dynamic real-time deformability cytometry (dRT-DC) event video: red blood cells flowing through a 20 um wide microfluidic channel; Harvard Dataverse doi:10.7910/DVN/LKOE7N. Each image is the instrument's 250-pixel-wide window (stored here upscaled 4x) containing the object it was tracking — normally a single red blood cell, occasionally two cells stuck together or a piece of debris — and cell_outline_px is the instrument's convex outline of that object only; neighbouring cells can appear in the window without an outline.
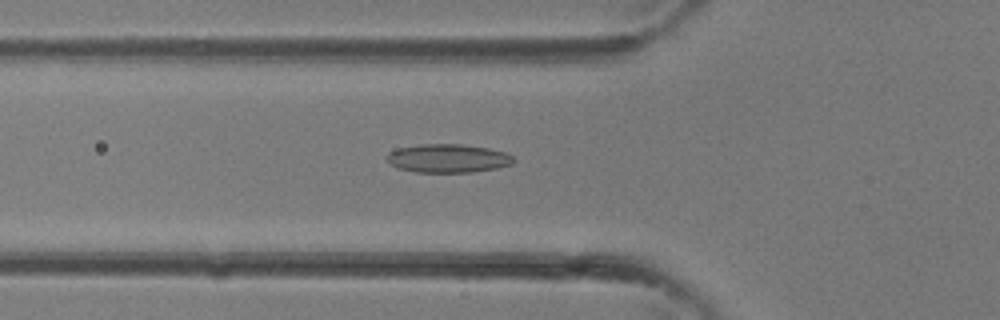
{"species": "common noctule bat (a hibernating species)", "species_latin": "Nyctalus noctula", "temperature_condition": "room temperature", "stored_images_in_passage": 37, "camera_frame_rate_fps": 3000, "um_per_image_px": 0.085, "animal": {"sex": "female"}, "frame": {"image": 1, "passage_image": 13, "time_ms": 4.0, "image_size_px": [1000, 320], "cell_outline_px": [[516, 160], [512, 164], [496, 168], [472, 172], [416, 172], [396, 168], [388, 160], [388, 152], [396, 148], [420, 144], [460, 144], [488, 148], [504, 152], [512, 156]], "centroid_in_image_um": [38.07, 13.45], "position_along_channel_um": 87.7, "area_um2": 21.04}}
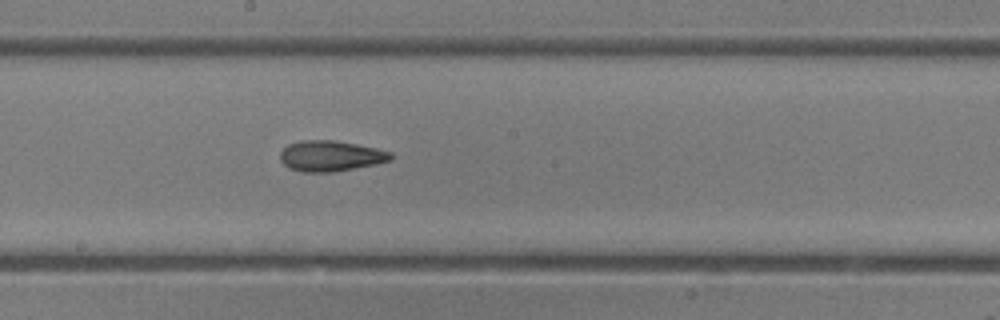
{"frame": {"image": 2, "passage_image": 20, "time_ms": 6.333, "image_size_px": [1000, 320], "cell_outline_px": [[392, 160], [376, 164], [332, 172], [304, 172], [288, 168], [280, 160], [280, 152], [288, 144], [300, 140], [332, 140], [356, 144], [376, 148], [392, 152]], "centroid_in_image_um": [28.09, 13.25], "position_along_channel_um": 220.1, "area_um2": 19.77}}
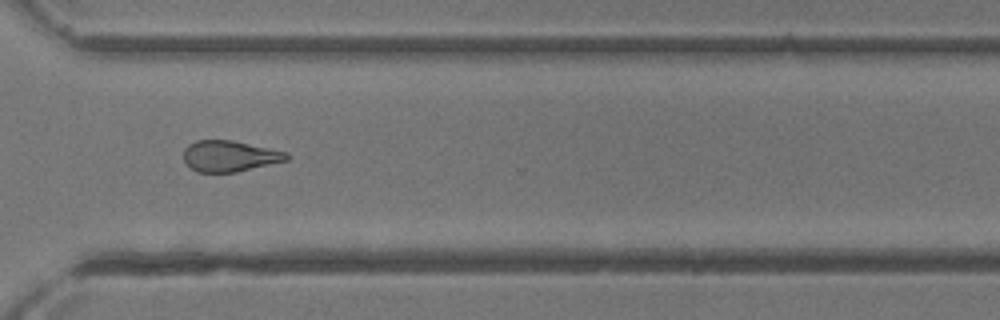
{"frame": {"image": 3, "passage_image": 27, "time_ms": 8.667, "image_size_px": [1000, 320], "cell_outline_px": [[292, 156], [288, 160], [236, 172], [196, 172], [184, 160], [184, 148], [188, 144], [196, 140], [232, 140], [288, 152]], "centroid_in_image_um": [19.54, 13.26], "position_along_channel_um": 351.1, "area_um2": 18.67}}